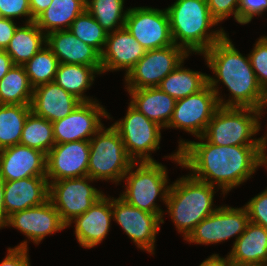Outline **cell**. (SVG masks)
<instances>
[{
	"instance_id": "6da1fadb",
	"label": "cell",
	"mask_w": 267,
	"mask_h": 266,
	"mask_svg": "<svg viewBox=\"0 0 267 266\" xmlns=\"http://www.w3.org/2000/svg\"><path fill=\"white\" fill-rule=\"evenodd\" d=\"M200 142L179 141L178 150L168 158L190 169L191 176L210 185H218L222 194L248 180L261 165L264 145L218 146L203 136ZM206 141V142H203Z\"/></svg>"
},
{
	"instance_id": "7a4b0ae2",
	"label": "cell",
	"mask_w": 267,
	"mask_h": 266,
	"mask_svg": "<svg viewBox=\"0 0 267 266\" xmlns=\"http://www.w3.org/2000/svg\"><path fill=\"white\" fill-rule=\"evenodd\" d=\"M203 55L206 64L216 75L215 78H218L208 76V85L215 92L219 106L261 109L264 90L257 81L249 56H243L234 47L227 34L213 44ZM219 81L226 85L231 92V99L224 101L219 96L217 87Z\"/></svg>"
},
{
	"instance_id": "3957f363",
	"label": "cell",
	"mask_w": 267,
	"mask_h": 266,
	"mask_svg": "<svg viewBox=\"0 0 267 266\" xmlns=\"http://www.w3.org/2000/svg\"><path fill=\"white\" fill-rule=\"evenodd\" d=\"M166 10L173 43L188 54H203L227 34L222 28L210 32L218 22L211 16L206 0H176Z\"/></svg>"
},
{
	"instance_id": "277c9868",
	"label": "cell",
	"mask_w": 267,
	"mask_h": 266,
	"mask_svg": "<svg viewBox=\"0 0 267 266\" xmlns=\"http://www.w3.org/2000/svg\"><path fill=\"white\" fill-rule=\"evenodd\" d=\"M215 186L187 175L170 185L166 199L167 212L184 240L196 225L211 215Z\"/></svg>"
},
{
	"instance_id": "5b68a950",
	"label": "cell",
	"mask_w": 267,
	"mask_h": 266,
	"mask_svg": "<svg viewBox=\"0 0 267 266\" xmlns=\"http://www.w3.org/2000/svg\"><path fill=\"white\" fill-rule=\"evenodd\" d=\"M260 117L261 110L255 108L219 106L203 137L218 146L264 145L267 142V134L252 139L261 128Z\"/></svg>"
},
{
	"instance_id": "8992f818",
	"label": "cell",
	"mask_w": 267,
	"mask_h": 266,
	"mask_svg": "<svg viewBox=\"0 0 267 266\" xmlns=\"http://www.w3.org/2000/svg\"><path fill=\"white\" fill-rule=\"evenodd\" d=\"M134 162L124 175L126 190L120 195L127 203L138 209L157 214L164 223L163 210L155 203L160 197L166 203L169 191L167 169L159 162ZM137 167L135 171L133 167Z\"/></svg>"
},
{
	"instance_id": "52a82bcc",
	"label": "cell",
	"mask_w": 267,
	"mask_h": 266,
	"mask_svg": "<svg viewBox=\"0 0 267 266\" xmlns=\"http://www.w3.org/2000/svg\"><path fill=\"white\" fill-rule=\"evenodd\" d=\"M87 175L93 180L121 182L134 161L129 157L118 131L111 125L101 129L89 140Z\"/></svg>"
},
{
	"instance_id": "ba28073f",
	"label": "cell",
	"mask_w": 267,
	"mask_h": 266,
	"mask_svg": "<svg viewBox=\"0 0 267 266\" xmlns=\"http://www.w3.org/2000/svg\"><path fill=\"white\" fill-rule=\"evenodd\" d=\"M112 126L118 131L127 154L134 162H156L149 153L160 148V125L149 120L129 103L124 119L116 121Z\"/></svg>"
},
{
	"instance_id": "9c48e42d",
	"label": "cell",
	"mask_w": 267,
	"mask_h": 266,
	"mask_svg": "<svg viewBox=\"0 0 267 266\" xmlns=\"http://www.w3.org/2000/svg\"><path fill=\"white\" fill-rule=\"evenodd\" d=\"M90 181L94 180L87 175L49 182V200L67 227L104 196L102 191L88 184Z\"/></svg>"
},
{
	"instance_id": "30bf717a",
	"label": "cell",
	"mask_w": 267,
	"mask_h": 266,
	"mask_svg": "<svg viewBox=\"0 0 267 266\" xmlns=\"http://www.w3.org/2000/svg\"><path fill=\"white\" fill-rule=\"evenodd\" d=\"M189 54L173 44L165 48L146 50V53L125 75L126 89L157 87Z\"/></svg>"
},
{
	"instance_id": "8fae6325",
	"label": "cell",
	"mask_w": 267,
	"mask_h": 266,
	"mask_svg": "<svg viewBox=\"0 0 267 266\" xmlns=\"http://www.w3.org/2000/svg\"><path fill=\"white\" fill-rule=\"evenodd\" d=\"M124 27L146 50L174 44L166 9L144 6L129 8Z\"/></svg>"
},
{
	"instance_id": "7c38bea8",
	"label": "cell",
	"mask_w": 267,
	"mask_h": 266,
	"mask_svg": "<svg viewBox=\"0 0 267 266\" xmlns=\"http://www.w3.org/2000/svg\"><path fill=\"white\" fill-rule=\"evenodd\" d=\"M250 219L246 208L220 206L211 215L195 226L185 239L189 243L215 244L233 236L235 241L245 231Z\"/></svg>"
},
{
	"instance_id": "4fadbf2b",
	"label": "cell",
	"mask_w": 267,
	"mask_h": 266,
	"mask_svg": "<svg viewBox=\"0 0 267 266\" xmlns=\"http://www.w3.org/2000/svg\"><path fill=\"white\" fill-rule=\"evenodd\" d=\"M218 107L216 94L207 84L199 92L176 100L172 118L166 128H180L196 137L203 136Z\"/></svg>"
},
{
	"instance_id": "5bb4252c",
	"label": "cell",
	"mask_w": 267,
	"mask_h": 266,
	"mask_svg": "<svg viewBox=\"0 0 267 266\" xmlns=\"http://www.w3.org/2000/svg\"><path fill=\"white\" fill-rule=\"evenodd\" d=\"M113 219L125 231L138 248L154 254L156 234L162 219L157 214L138 209L120 196L112 197Z\"/></svg>"
},
{
	"instance_id": "9a60e30c",
	"label": "cell",
	"mask_w": 267,
	"mask_h": 266,
	"mask_svg": "<svg viewBox=\"0 0 267 266\" xmlns=\"http://www.w3.org/2000/svg\"><path fill=\"white\" fill-rule=\"evenodd\" d=\"M96 102H81L69 115L52 122L55 144L90 140L104 125L101 118L111 119Z\"/></svg>"
},
{
	"instance_id": "2e32d148",
	"label": "cell",
	"mask_w": 267,
	"mask_h": 266,
	"mask_svg": "<svg viewBox=\"0 0 267 266\" xmlns=\"http://www.w3.org/2000/svg\"><path fill=\"white\" fill-rule=\"evenodd\" d=\"M89 153V140L55 144L46 155L48 182L87 176Z\"/></svg>"
},
{
	"instance_id": "e0dca14e",
	"label": "cell",
	"mask_w": 267,
	"mask_h": 266,
	"mask_svg": "<svg viewBox=\"0 0 267 266\" xmlns=\"http://www.w3.org/2000/svg\"><path fill=\"white\" fill-rule=\"evenodd\" d=\"M6 226L19 229L35 244L47 235L67 228L50 200L44 204L13 213L8 217Z\"/></svg>"
},
{
	"instance_id": "ac0fdd59",
	"label": "cell",
	"mask_w": 267,
	"mask_h": 266,
	"mask_svg": "<svg viewBox=\"0 0 267 266\" xmlns=\"http://www.w3.org/2000/svg\"><path fill=\"white\" fill-rule=\"evenodd\" d=\"M0 176L4 181L46 176V154L21 144L1 149Z\"/></svg>"
},
{
	"instance_id": "d6986e66",
	"label": "cell",
	"mask_w": 267,
	"mask_h": 266,
	"mask_svg": "<svg viewBox=\"0 0 267 266\" xmlns=\"http://www.w3.org/2000/svg\"><path fill=\"white\" fill-rule=\"evenodd\" d=\"M146 53V49L123 27L108 33L101 53L102 73L126 69L125 75Z\"/></svg>"
},
{
	"instance_id": "ffe728a7",
	"label": "cell",
	"mask_w": 267,
	"mask_h": 266,
	"mask_svg": "<svg viewBox=\"0 0 267 266\" xmlns=\"http://www.w3.org/2000/svg\"><path fill=\"white\" fill-rule=\"evenodd\" d=\"M112 217V198L104 195L68 226L74 222L77 241L82 247L93 248L106 238Z\"/></svg>"
},
{
	"instance_id": "44dd1931",
	"label": "cell",
	"mask_w": 267,
	"mask_h": 266,
	"mask_svg": "<svg viewBox=\"0 0 267 266\" xmlns=\"http://www.w3.org/2000/svg\"><path fill=\"white\" fill-rule=\"evenodd\" d=\"M4 206L7 216L44 204L49 200V182L46 176L4 181Z\"/></svg>"
},
{
	"instance_id": "7402d4cb",
	"label": "cell",
	"mask_w": 267,
	"mask_h": 266,
	"mask_svg": "<svg viewBox=\"0 0 267 266\" xmlns=\"http://www.w3.org/2000/svg\"><path fill=\"white\" fill-rule=\"evenodd\" d=\"M81 101L65 91L55 81L34 88L31 111L50 122L69 115Z\"/></svg>"
},
{
	"instance_id": "603a6c76",
	"label": "cell",
	"mask_w": 267,
	"mask_h": 266,
	"mask_svg": "<svg viewBox=\"0 0 267 266\" xmlns=\"http://www.w3.org/2000/svg\"><path fill=\"white\" fill-rule=\"evenodd\" d=\"M45 46L58 58L59 63L101 67V54L76 38L69 29L48 33Z\"/></svg>"
},
{
	"instance_id": "cb8c5ba5",
	"label": "cell",
	"mask_w": 267,
	"mask_h": 266,
	"mask_svg": "<svg viewBox=\"0 0 267 266\" xmlns=\"http://www.w3.org/2000/svg\"><path fill=\"white\" fill-rule=\"evenodd\" d=\"M130 104L162 128L169 124L176 100L158 87L127 89Z\"/></svg>"
},
{
	"instance_id": "d4e9b609",
	"label": "cell",
	"mask_w": 267,
	"mask_h": 266,
	"mask_svg": "<svg viewBox=\"0 0 267 266\" xmlns=\"http://www.w3.org/2000/svg\"><path fill=\"white\" fill-rule=\"evenodd\" d=\"M228 256L233 263L267 266V230L249 222Z\"/></svg>"
},
{
	"instance_id": "484cf974",
	"label": "cell",
	"mask_w": 267,
	"mask_h": 266,
	"mask_svg": "<svg viewBox=\"0 0 267 266\" xmlns=\"http://www.w3.org/2000/svg\"><path fill=\"white\" fill-rule=\"evenodd\" d=\"M85 10L86 0H52L34 22L47 35L54 31L68 30L73 20Z\"/></svg>"
},
{
	"instance_id": "4316f807",
	"label": "cell",
	"mask_w": 267,
	"mask_h": 266,
	"mask_svg": "<svg viewBox=\"0 0 267 266\" xmlns=\"http://www.w3.org/2000/svg\"><path fill=\"white\" fill-rule=\"evenodd\" d=\"M94 74H102V67L59 63L54 81L81 102H92L95 100L84 92L92 85Z\"/></svg>"
},
{
	"instance_id": "83f0119b",
	"label": "cell",
	"mask_w": 267,
	"mask_h": 266,
	"mask_svg": "<svg viewBox=\"0 0 267 266\" xmlns=\"http://www.w3.org/2000/svg\"><path fill=\"white\" fill-rule=\"evenodd\" d=\"M46 45V34L33 22L19 26L5 51L14 65H24Z\"/></svg>"
},
{
	"instance_id": "f1b7e54d",
	"label": "cell",
	"mask_w": 267,
	"mask_h": 266,
	"mask_svg": "<svg viewBox=\"0 0 267 266\" xmlns=\"http://www.w3.org/2000/svg\"><path fill=\"white\" fill-rule=\"evenodd\" d=\"M181 62L157 86L175 100L183 99L199 92L208 84V75L183 67Z\"/></svg>"
},
{
	"instance_id": "f546056e",
	"label": "cell",
	"mask_w": 267,
	"mask_h": 266,
	"mask_svg": "<svg viewBox=\"0 0 267 266\" xmlns=\"http://www.w3.org/2000/svg\"><path fill=\"white\" fill-rule=\"evenodd\" d=\"M33 91L23 65H13L0 80V104L30 105Z\"/></svg>"
},
{
	"instance_id": "4dcf8cb0",
	"label": "cell",
	"mask_w": 267,
	"mask_h": 266,
	"mask_svg": "<svg viewBox=\"0 0 267 266\" xmlns=\"http://www.w3.org/2000/svg\"><path fill=\"white\" fill-rule=\"evenodd\" d=\"M30 105L0 104V150L20 143Z\"/></svg>"
},
{
	"instance_id": "1f68e13d",
	"label": "cell",
	"mask_w": 267,
	"mask_h": 266,
	"mask_svg": "<svg viewBox=\"0 0 267 266\" xmlns=\"http://www.w3.org/2000/svg\"><path fill=\"white\" fill-rule=\"evenodd\" d=\"M19 144L37 149L47 155L55 145L52 122L31 111L25 120Z\"/></svg>"
},
{
	"instance_id": "d6a6232c",
	"label": "cell",
	"mask_w": 267,
	"mask_h": 266,
	"mask_svg": "<svg viewBox=\"0 0 267 266\" xmlns=\"http://www.w3.org/2000/svg\"><path fill=\"white\" fill-rule=\"evenodd\" d=\"M124 0H86V10L108 33L124 27L128 9Z\"/></svg>"
},
{
	"instance_id": "836d02e7",
	"label": "cell",
	"mask_w": 267,
	"mask_h": 266,
	"mask_svg": "<svg viewBox=\"0 0 267 266\" xmlns=\"http://www.w3.org/2000/svg\"><path fill=\"white\" fill-rule=\"evenodd\" d=\"M58 65V58L47 46H44L23 67L30 84L36 88L55 80Z\"/></svg>"
},
{
	"instance_id": "e575fe53",
	"label": "cell",
	"mask_w": 267,
	"mask_h": 266,
	"mask_svg": "<svg viewBox=\"0 0 267 266\" xmlns=\"http://www.w3.org/2000/svg\"><path fill=\"white\" fill-rule=\"evenodd\" d=\"M69 30L76 38L92 46L100 54L103 52L108 32L101 27L87 10L73 20Z\"/></svg>"
},
{
	"instance_id": "d590c367",
	"label": "cell",
	"mask_w": 267,
	"mask_h": 266,
	"mask_svg": "<svg viewBox=\"0 0 267 266\" xmlns=\"http://www.w3.org/2000/svg\"><path fill=\"white\" fill-rule=\"evenodd\" d=\"M248 55L257 81L262 89H267V36L260 37Z\"/></svg>"
},
{
	"instance_id": "8d00e7d4",
	"label": "cell",
	"mask_w": 267,
	"mask_h": 266,
	"mask_svg": "<svg viewBox=\"0 0 267 266\" xmlns=\"http://www.w3.org/2000/svg\"><path fill=\"white\" fill-rule=\"evenodd\" d=\"M250 222L267 230V189L253 197L245 206Z\"/></svg>"
},
{
	"instance_id": "74e56055",
	"label": "cell",
	"mask_w": 267,
	"mask_h": 266,
	"mask_svg": "<svg viewBox=\"0 0 267 266\" xmlns=\"http://www.w3.org/2000/svg\"><path fill=\"white\" fill-rule=\"evenodd\" d=\"M211 16L219 23L231 14L239 23L240 0H206Z\"/></svg>"
},
{
	"instance_id": "f35d334b",
	"label": "cell",
	"mask_w": 267,
	"mask_h": 266,
	"mask_svg": "<svg viewBox=\"0 0 267 266\" xmlns=\"http://www.w3.org/2000/svg\"><path fill=\"white\" fill-rule=\"evenodd\" d=\"M27 16L25 23L33 22L29 0H0V17L14 19Z\"/></svg>"
},
{
	"instance_id": "ab89813d",
	"label": "cell",
	"mask_w": 267,
	"mask_h": 266,
	"mask_svg": "<svg viewBox=\"0 0 267 266\" xmlns=\"http://www.w3.org/2000/svg\"><path fill=\"white\" fill-rule=\"evenodd\" d=\"M267 10V0H240L239 23L248 24L256 15H261Z\"/></svg>"
},
{
	"instance_id": "60d3db41",
	"label": "cell",
	"mask_w": 267,
	"mask_h": 266,
	"mask_svg": "<svg viewBox=\"0 0 267 266\" xmlns=\"http://www.w3.org/2000/svg\"><path fill=\"white\" fill-rule=\"evenodd\" d=\"M27 245V241H23L14 248H8V254L0 266H30Z\"/></svg>"
},
{
	"instance_id": "b9f144b4",
	"label": "cell",
	"mask_w": 267,
	"mask_h": 266,
	"mask_svg": "<svg viewBox=\"0 0 267 266\" xmlns=\"http://www.w3.org/2000/svg\"><path fill=\"white\" fill-rule=\"evenodd\" d=\"M17 27L13 19L0 17V50L7 48Z\"/></svg>"
},
{
	"instance_id": "7bdbcfd3",
	"label": "cell",
	"mask_w": 267,
	"mask_h": 266,
	"mask_svg": "<svg viewBox=\"0 0 267 266\" xmlns=\"http://www.w3.org/2000/svg\"><path fill=\"white\" fill-rule=\"evenodd\" d=\"M232 261L227 255L226 258L220 257L219 254H212L204 260L199 266H232Z\"/></svg>"
},
{
	"instance_id": "ee69618b",
	"label": "cell",
	"mask_w": 267,
	"mask_h": 266,
	"mask_svg": "<svg viewBox=\"0 0 267 266\" xmlns=\"http://www.w3.org/2000/svg\"><path fill=\"white\" fill-rule=\"evenodd\" d=\"M52 0H29L32 18L35 19L41 12L46 10Z\"/></svg>"
},
{
	"instance_id": "f6af8a7d",
	"label": "cell",
	"mask_w": 267,
	"mask_h": 266,
	"mask_svg": "<svg viewBox=\"0 0 267 266\" xmlns=\"http://www.w3.org/2000/svg\"><path fill=\"white\" fill-rule=\"evenodd\" d=\"M13 65L10 55L5 50H0V80L7 74Z\"/></svg>"
},
{
	"instance_id": "bcb514c9",
	"label": "cell",
	"mask_w": 267,
	"mask_h": 266,
	"mask_svg": "<svg viewBox=\"0 0 267 266\" xmlns=\"http://www.w3.org/2000/svg\"><path fill=\"white\" fill-rule=\"evenodd\" d=\"M3 194H4V180L0 176V229L5 227L8 221V216L6 214L4 206Z\"/></svg>"
},
{
	"instance_id": "7dc6e473",
	"label": "cell",
	"mask_w": 267,
	"mask_h": 266,
	"mask_svg": "<svg viewBox=\"0 0 267 266\" xmlns=\"http://www.w3.org/2000/svg\"><path fill=\"white\" fill-rule=\"evenodd\" d=\"M267 142L264 144L261 154V165H266L267 168V154H266Z\"/></svg>"
},
{
	"instance_id": "c3c4849f",
	"label": "cell",
	"mask_w": 267,
	"mask_h": 266,
	"mask_svg": "<svg viewBox=\"0 0 267 266\" xmlns=\"http://www.w3.org/2000/svg\"><path fill=\"white\" fill-rule=\"evenodd\" d=\"M267 106V89L264 91V100H263V104L261 107V116L262 114H264L262 111L264 110V108Z\"/></svg>"
},
{
	"instance_id": "681fc988",
	"label": "cell",
	"mask_w": 267,
	"mask_h": 266,
	"mask_svg": "<svg viewBox=\"0 0 267 266\" xmlns=\"http://www.w3.org/2000/svg\"><path fill=\"white\" fill-rule=\"evenodd\" d=\"M232 266H259V265H250V264H238V263H232Z\"/></svg>"
}]
</instances>
